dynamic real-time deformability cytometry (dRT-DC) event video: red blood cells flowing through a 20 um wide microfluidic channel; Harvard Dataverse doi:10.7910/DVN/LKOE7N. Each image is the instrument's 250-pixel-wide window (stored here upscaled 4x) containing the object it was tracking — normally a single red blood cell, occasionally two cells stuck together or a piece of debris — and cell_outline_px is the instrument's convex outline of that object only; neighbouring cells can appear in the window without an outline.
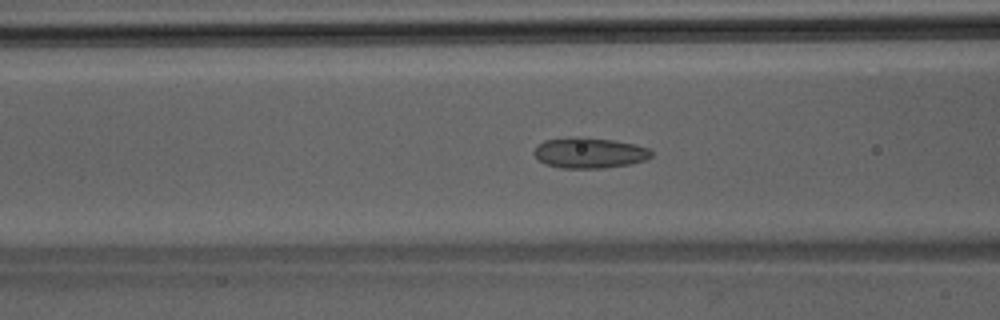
{"species": "Egyptian fruit bat (a non-hibernating species)", "species_latin": "Rousettus aegyptiacus", "temperature_condition": "room temperature", "stored_images_in_passage": 32, "camera_frame_rate_fps": 3000, "um_per_image_px": 0.085, "animal": {"sex": "male"}, "frame": {"image": 1, "passage_image": 5, "time_ms": 1.333, "image_size_px": [1000, 320], "cell_outline_px": [[652, 156], [648, 160], [632, 164], [604, 168], [560, 168], [544, 164], [532, 152], [536, 144], [544, 140], [576, 136], [584, 136], [612, 140], [636, 144], [648, 148], [652, 152]], "centroid_in_image_um": [50.1, 12.99], "position_along_channel_um": 116.5, "area_um2": 21.39}}
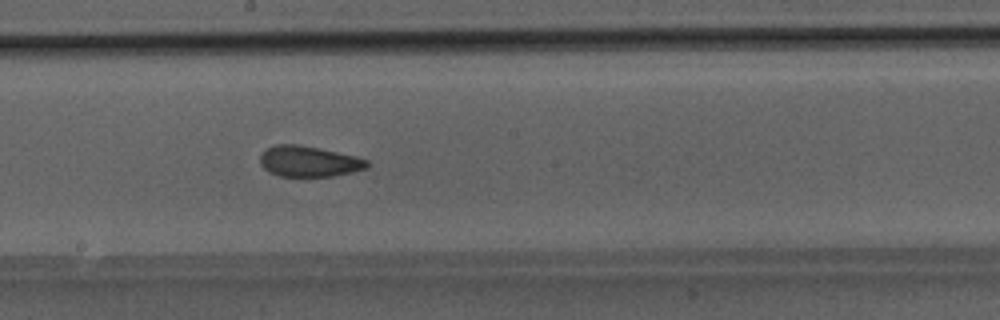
{"frame": {"image": 2, "passage_image": 12, "time_ms": 3.667, "image_size_px": [1000, 320], "cell_outline_px": [[368, 168], [352, 172], [332, 176], [280, 176], [268, 172], [260, 164], [260, 156], [268, 148], [276, 144], [296, 144], [356, 156], [368, 160]], "centroid_in_image_um": [26.25, 13.73], "position_along_channel_um": 222.0, "area_um2": 18.96}}
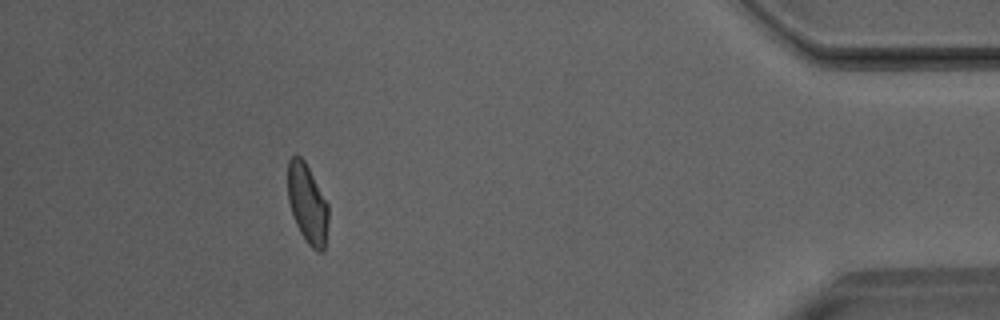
{"frame": {"image": 3, "passage_image": 28, "time_ms": 9.0, "image_size_px": [1000, 320], "cell_outline_px": [[328, 224], [324, 252], [316, 252], [308, 244], [300, 232], [292, 216], [288, 200], [288, 160], [296, 152], [304, 160], [328, 204]], "centroid_in_image_um": [26.12, 17.33], "position_along_channel_um": 409.1, "area_um2": 18.9}}